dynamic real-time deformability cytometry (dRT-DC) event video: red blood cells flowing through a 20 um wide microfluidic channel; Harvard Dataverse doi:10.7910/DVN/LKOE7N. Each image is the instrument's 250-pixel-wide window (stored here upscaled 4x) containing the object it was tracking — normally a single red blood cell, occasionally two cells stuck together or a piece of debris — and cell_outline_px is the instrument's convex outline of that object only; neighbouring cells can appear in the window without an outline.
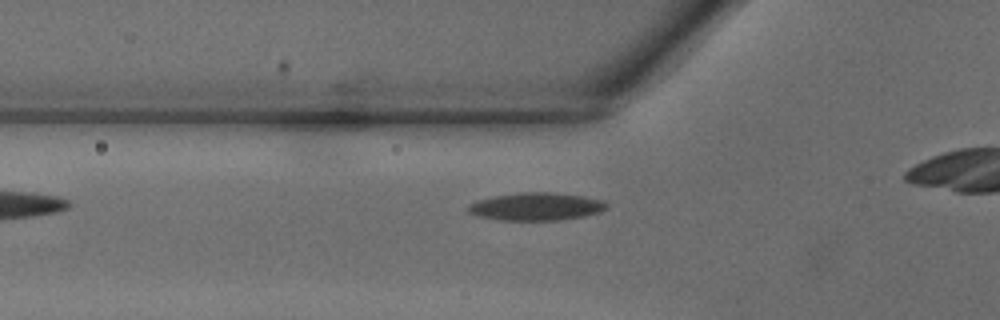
{"species": "common noctule bat (a hibernating species)", "species_latin": "Nyctalus noctula", "temperature_condition": "warm", "stored_images_in_passage": 24, "camera_frame_rate_fps": 3000, "um_per_image_px": 0.085, "animal": {"sex": "male", "body_mass_g": 18.8}, "frame": {"image": 1, "passage_image": 2, "time_ms": 0.333, "image_size_px": [1000, 320], "cell_outline_px": [[608, 208], [600, 212], [584, 216], [560, 220], [496, 220], [480, 216], [468, 212], [464, 208], [468, 204], [492, 196], [520, 192], [552, 192], [584, 196], [600, 200], [608, 204]], "centroid_in_image_um": [45.55, 17.55], "position_along_channel_um": 80.2, "area_um2": 22.54}}
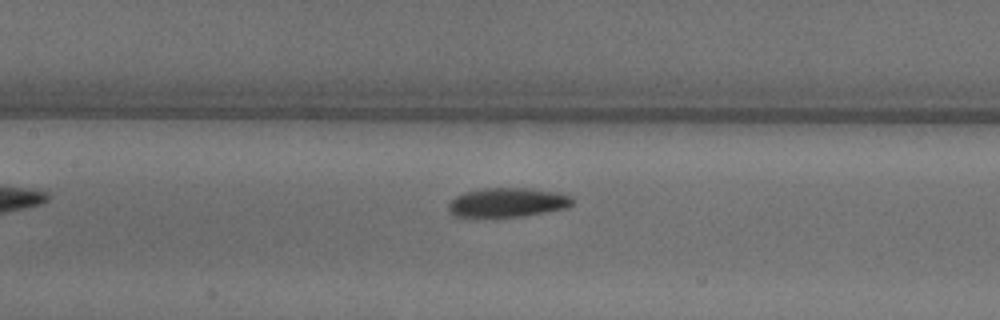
{"frame": {"image": 2, "passage_image": 7, "time_ms": 2.0, "image_size_px": [1000, 320], "cell_outline_px": [[572, 204], [568, 208], [524, 216], [456, 216], [448, 212], [448, 204], [456, 196], [464, 192], [484, 188], [528, 188], [556, 192], [572, 196]], "centroid_in_image_um": [43.15, 17.2], "position_along_channel_um": 164.2, "area_um2": 20.98}}
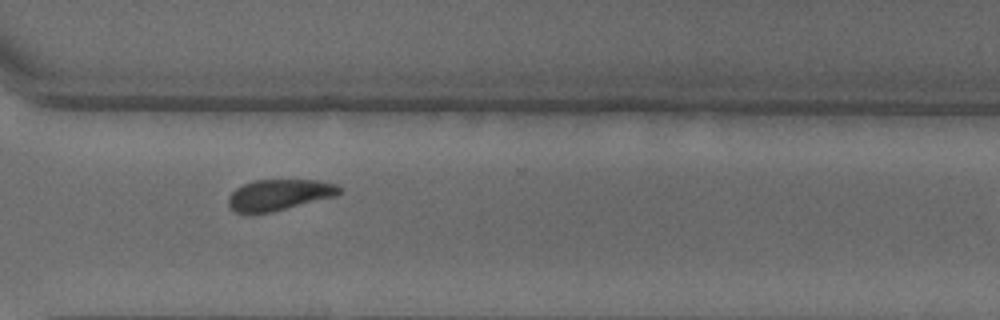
{"frame": {"image": 3, "passage_image": 18, "time_ms": 5.667, "image_size_px": [1000, 320], "cell_outline_px": [[344, 192], [336, 196], [272, 212], [236, 212], [228, 204], [228, 196], [236, 188], [244, 184], [256, 180], [316, 180], [336, 184], [344, 188]], "centroid_in_image_um": [23.8, 16.54], "position_along_channel_um": 346.8, "area_um2": 20.0}}